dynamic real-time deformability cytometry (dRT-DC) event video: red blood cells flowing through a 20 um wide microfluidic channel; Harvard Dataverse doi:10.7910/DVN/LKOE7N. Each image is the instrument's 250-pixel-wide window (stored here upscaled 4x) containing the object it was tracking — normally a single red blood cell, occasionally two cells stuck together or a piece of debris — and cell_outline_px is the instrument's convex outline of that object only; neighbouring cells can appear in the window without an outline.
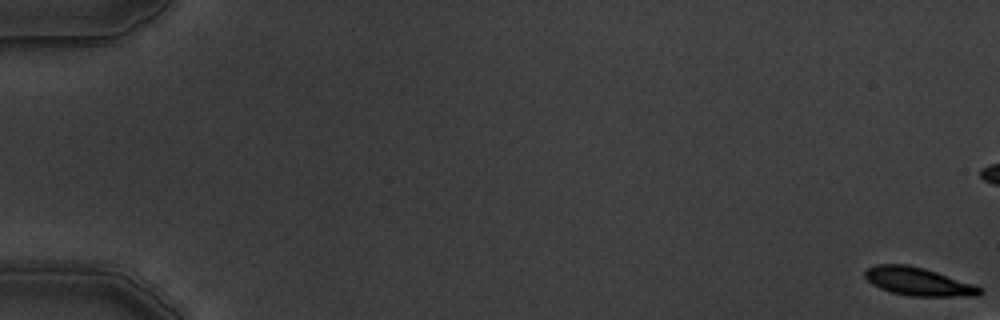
{"species": "common noctule bat (a hibernating species)", "species_latin": "Nyctalus noctula", "temperature_condition": "warm", "stored_images_in_passage": 7, "camera_frame_rate_fps": 3000, "um_per_image_px": 0.085, "animal": {"sex": "male", "body_mass_g": 19.5, "forearm_length_mm": 54.6}, "frame": {"image": 1, "passage_image": 1, "time_ms": 0.0, "image_size_px": [1000, 320], "cell_outline_px": [[984, 292], [976, 296], [908, 296], [892, 292], [880, 288], [872, 284], [864, 276], [864, 268], [876, 264], [908, 264], [924, 268], [976, 284]], "centroid_in_image_um": [78.05, 23.92], "position_along_channel_um": 7.0, "area_um2": 19.07}}